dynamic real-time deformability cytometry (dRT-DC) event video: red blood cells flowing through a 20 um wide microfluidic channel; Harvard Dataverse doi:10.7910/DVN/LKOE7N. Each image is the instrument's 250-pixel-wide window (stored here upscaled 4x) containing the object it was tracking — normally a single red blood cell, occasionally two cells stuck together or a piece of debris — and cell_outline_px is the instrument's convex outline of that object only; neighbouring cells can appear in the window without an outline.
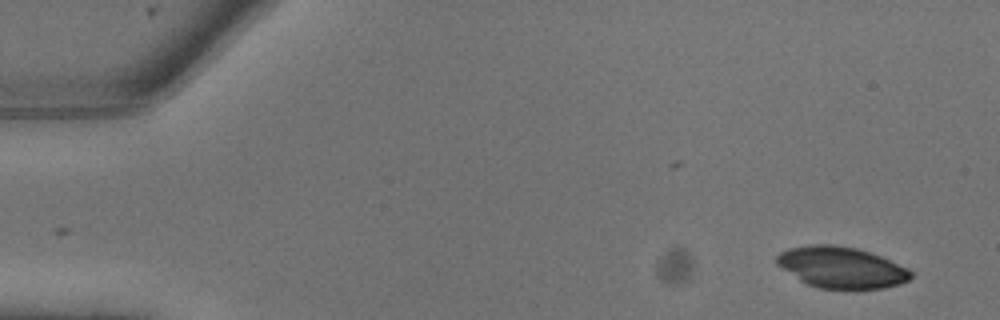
{"species": "common noctule bat (a hibernating species)", "species_latin": "Nyctalus noctula", "temperature_condition": "warm", "stored_images_in_passage": 8, "camera_frame_rate_fps": 3000, "um_per_image_px": 0.085, "animal": {"sex": "male", "body_mass_g": 13.3}, "frame": {"image": 1, "passage_image": 1, "time_ms": 0.0, "image_size_px": [1000, 320], "cell_outline_px": [[912, 276], [908, 280], [900, 284], [884, 288], [820, 288], [808, 284], [800, 280], [776, 264], [776, 256], [780, 252], [788, 248], [812, 244], [832, 244], [856, 248], [880, 256], [908, 268], [912, 272]], "centroid_in_image_um": [71.5, 22.72], "position_along_channel_um": 13.5, "area_um2": 31.96}}
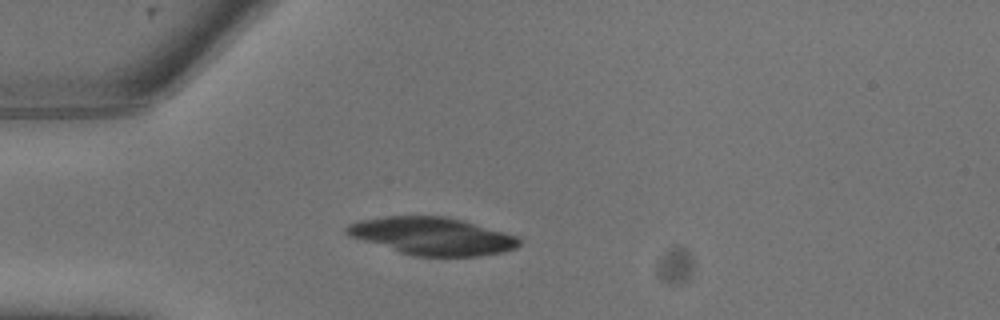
{"frame": {"image": 2, "passage_image": 6, "time_ms": 1.667, "image_size_px": [1000, 320], "cell_outline_px": [[520, 244], [516, 248], [500, 252], [480, 256], [412, 256], [352, 236], [344, 232], [344, 228], [348, 224], [360, 220], [384, 216], [444, 216], [460, 220], [504, 232], [516, 236], [520, 240]], "centroid_in_image_um": [36.73, 20.06], "position_along_channel_um": 48.3, "area_um2": 37.22}}